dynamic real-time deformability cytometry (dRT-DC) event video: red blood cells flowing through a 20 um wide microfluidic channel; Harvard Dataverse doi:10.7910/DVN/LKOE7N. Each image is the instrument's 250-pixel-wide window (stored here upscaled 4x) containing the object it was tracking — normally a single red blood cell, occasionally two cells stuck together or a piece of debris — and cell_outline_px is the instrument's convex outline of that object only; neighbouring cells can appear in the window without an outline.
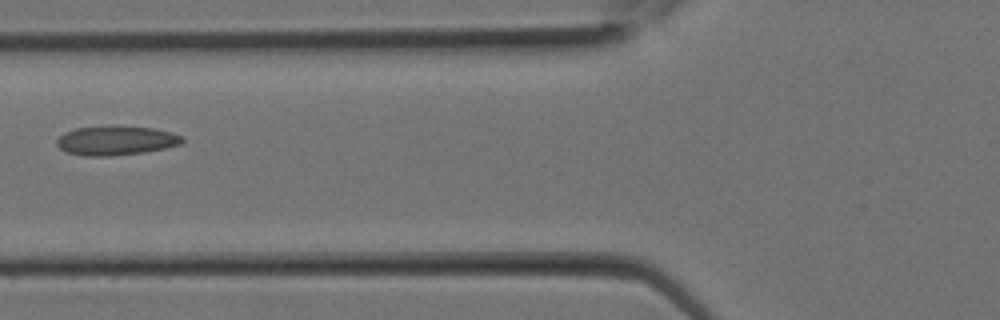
{"species": "Egyptian fruit bat (a non-hibernating species)", "species_latin": "Rousettus aegyptiacus", "temperature_condition": "room temperature", "stored_images_in_passage": 16, "camera_frame_rate_fps": 3000, "um_per_image_px": 0.085, "animal": {"sex": "female"}, "frame": {"image": 1, "passage_image": 7, "time_ms": 2.0, "image_size_px": [1000, 320], "cell_outline_px": [[184, 140], [180, 144], [164, 148], [144, 152], [112, 156], [84, 156], [64, 152], [56, 144], [56, 140], [64, 132], [76, 128], [116, 124], [152, 128], [168, 132], [180, 136]], "centroid_in_image_um": [9.79, 11.93], "position_along_channel_um": 116.0, "area_um2": 21.68}}
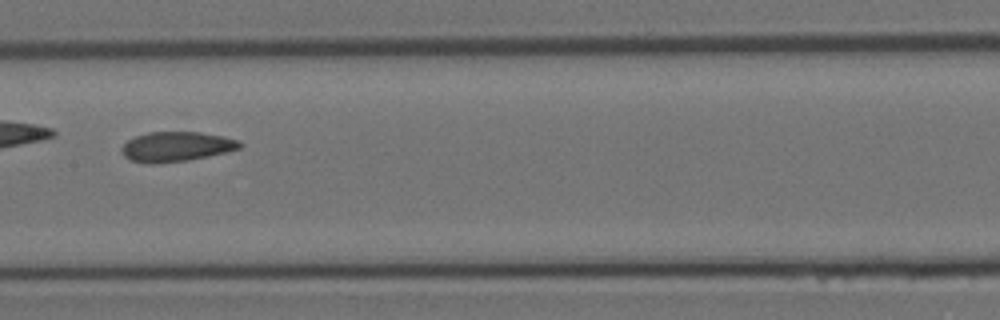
{"frame": {"image": 2, "passage_image": 10, "time_ms": 3.0, "image_size_px": [1000, 320], "cell_outline_px": [[244, 144], [240, 148], [208, 156], [188, 160], [156, 164], [148, 164], [128, 160], [120, 152], [120, 148], [128, 140], [136, 136], [148, 132], [200, 132], [224, 136], [240, 140]], "centroid_in_image_um": [14.96, 12.47], "position_along_channel_um": 192.4, "area_um2": 20.75}}
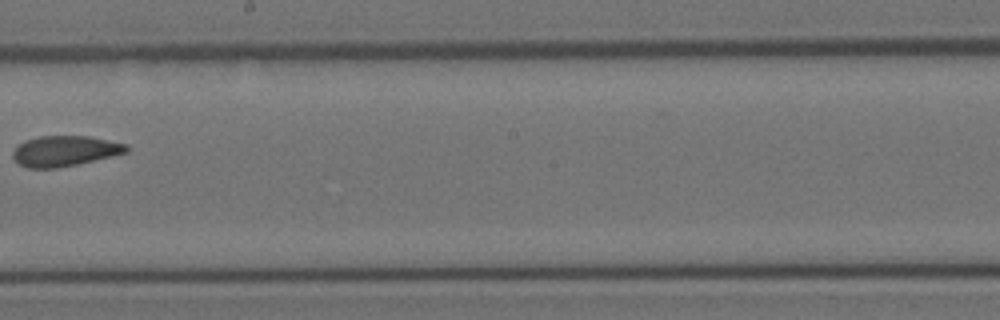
{"frame": {"image": 3, "passage_image": 12, "time_ms": 3.667, "image_size_px": [1000, 320], "cell_outline_px": [[128, 152], [112, 156], [76, 164], [56, 168], [28, 168], [20, 164], [12, 156], [12, 152], [16, 144], [24, 140], [40, 136], [88, 136], [128, 144]], "centroid_in_image_um": [5.48, 12.82], "position_along_channel_um": 242.7, "area_um2": 20.17}}